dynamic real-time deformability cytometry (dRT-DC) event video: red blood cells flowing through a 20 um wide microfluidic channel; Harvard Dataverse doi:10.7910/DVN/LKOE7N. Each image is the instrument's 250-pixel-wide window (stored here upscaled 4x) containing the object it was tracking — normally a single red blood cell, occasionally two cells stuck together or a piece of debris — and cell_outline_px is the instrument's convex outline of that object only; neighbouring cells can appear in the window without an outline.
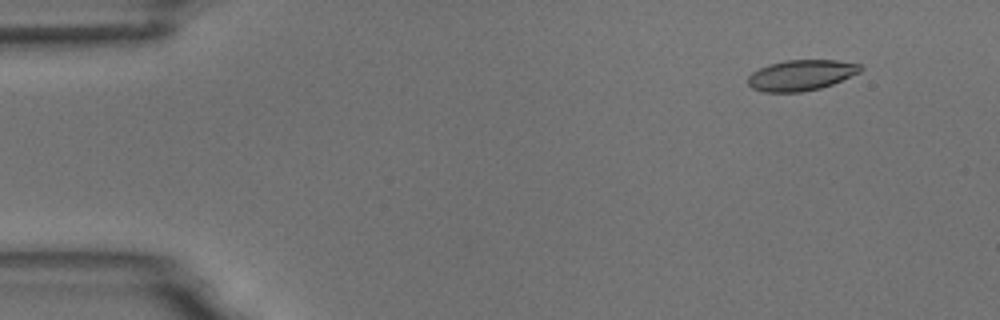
{"species": "common noctule bat (a hibernating species)", "species_latin": "Nyctalus noctula", "temperature_condition": "room temperature", "stored_images_in_passage": 3, "camera_frame_rate_fps": 3000, "um_per_image_px": 0.085, "animal": {"sex": "male", "body_mass_g": 18.8}, "frame": {"image": 1, "passage_image": 1, "time_ms": 0.0, "image_size_px": [1000, 320], "cell_outline_px": [[864, 68], [860, 72], [832, 84], [820, 88], [800, 92], [764, 92], [752, 88], [748, 84], [748, 76], [752, 72], [768, 64], [784, 60], [836, 60], [860, 64]], "centroid_in_image_um": [68.08, 6.38], "position_along_channel_um": 16.9, "area_um2": 20.11}}